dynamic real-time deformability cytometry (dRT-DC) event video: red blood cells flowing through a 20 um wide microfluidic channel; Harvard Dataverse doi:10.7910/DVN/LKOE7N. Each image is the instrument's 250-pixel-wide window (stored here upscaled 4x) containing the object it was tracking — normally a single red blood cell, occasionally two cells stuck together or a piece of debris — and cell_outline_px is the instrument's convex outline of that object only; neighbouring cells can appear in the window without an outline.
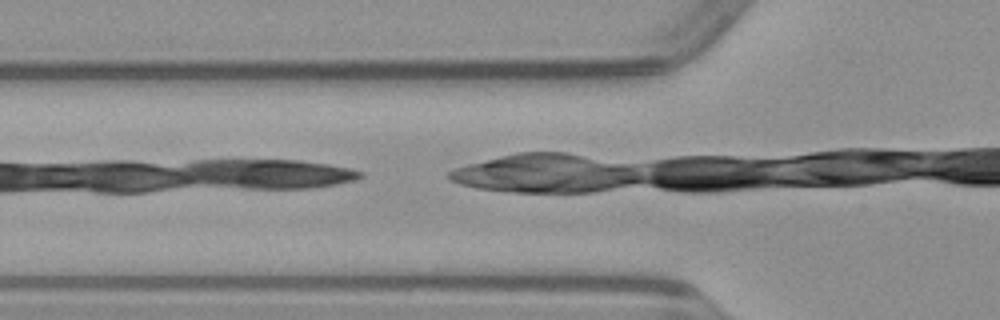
{"species": "common noctule bat (a hibernating species)", "species_latin": "Nyctalus noctula", "temperature_condition": "warm", "stored_images_in_passage": 7, "camera_frame_rate_fps": 3000, "um_per_image_px": 0.085, "animal": {"sex": "male", "body_mass_g": 23.1, "forearm_length_mm": 52.7}, "frame": {"image": 1, "passage_image": 3, "time_ms": 0.667, "image_size_px": [1000, 320], "cell_outline_px": [[640, 180], [596, 188], [496, 188], [516, 184], [608, 168], [624, 168], [636, 176]], "centroid_in_image_um": [49.52, 15.3], "position_along_channel_um": 76.3, "area_um2": 10.98}}
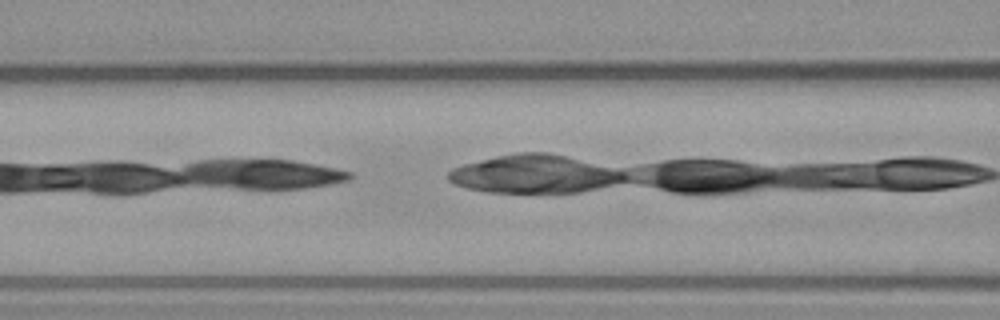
{"frame": {"image": 2, "passage_image": 6, "time_ms": 1.667, "image_size_px": [1000, 320], "cell_outline_px": [[624, 180], [584, 188], [536, 192], [512, 192], [484, 188], [480, 168], [480, 164], [492, 160], [508, 160], [620, 172], [624, 176]], "centroid_in_image_um": [46.03, 15.02], "position_along_channel_um": 120.6, "area_um2": 24.04}}